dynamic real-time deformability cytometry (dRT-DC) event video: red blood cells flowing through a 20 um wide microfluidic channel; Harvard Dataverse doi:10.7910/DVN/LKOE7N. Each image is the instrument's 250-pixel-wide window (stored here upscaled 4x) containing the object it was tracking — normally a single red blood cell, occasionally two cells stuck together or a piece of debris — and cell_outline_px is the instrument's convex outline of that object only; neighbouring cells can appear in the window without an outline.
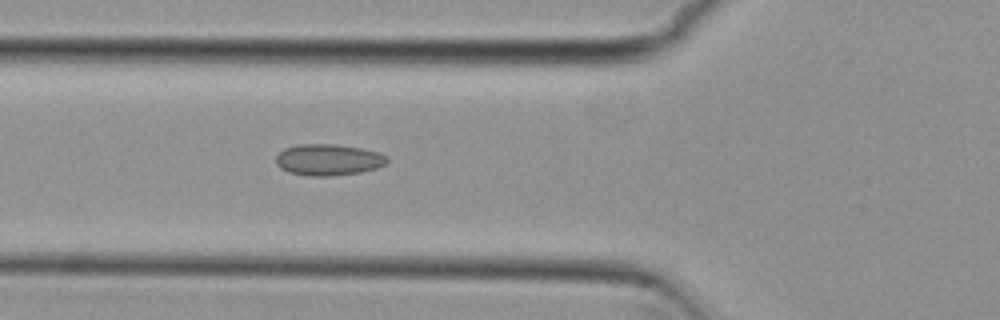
{"species": "common noctule bat (a hibernating species)", "species_latin": "Nyctalus noctula", "temperature_condition": "cold", "stored_images_in_passage": 37, "camera_frame_rate_fps": 3000, "um_per_image_px": 0.085, "animal": {"sex": "female", "body_mass_g": 29.2, "forearm_length_mm": 56.3}, "frame": {"image": 1, "passage_image": 15, "time_ms": 4.667, "image_size_px": [1000, 320], "cell_outline_px": [[388, 164], [376, 168], [360, 172], [332, 176], [312, 176], [288, 172], [280, 168], [276, 164], [276, 156], [284, 148], [296, 144], [336, 144], [360, 148], [376, 152], [388, 156]], "centroid_in_image_um": [27.9, 13.58], "position_along_channel_um": 97.9, "area_um2": 20.4}}
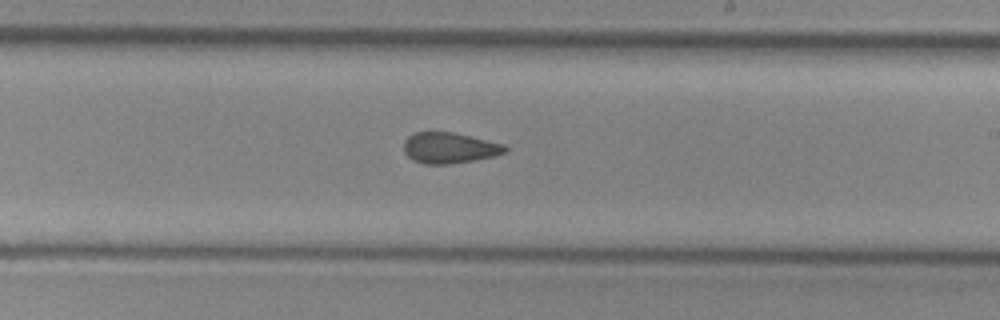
{"frame": {"image": 2, "passage_image": 27, "time_ms": 8.667, "image_size_px": [1000, 320], "cell_outline_px": [[508, 152], [476, 160], [452, 164], [424, 164], [412, 160], [404, 152], [404, 140], [408, 136], [416, 132], [452, 132], [504, 144], [508, 148]], "centroid_in_image_um": [38.19, 12.58], "position_along_channel_um": 250.8, "area_um2": 18.26}}
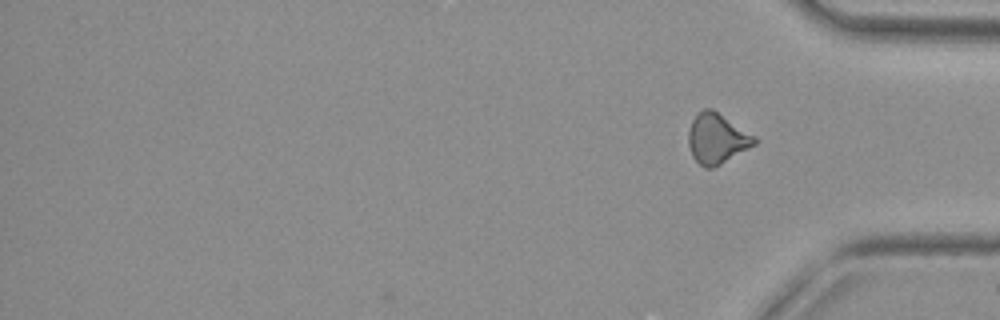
{"frame": {"image": 3, "passage_image": 37, "time_ms": 12.0, "image_size_px": [1000, 320], "cell_outline_px": [[760, 140], [756, 144], [720, 164], [712, 168], [704, 168], [692, 156], [688, 144], [688, 132], [692, 120], [704, 108], [712, 108], [756, 136]], "centroid_in_image_um": [60.95, 11.77], "position_along_channel_um": 374.2, "area_um2": 19.31}, "authors_computed_cell_mechanics": {"area_um2": 19.1318, "velocity_mm_per_s": 3.8115, "shape_relaxation_time_tau1_ms": null, "shape_relaxation_time_tau2_ms": 2.8742, "deformation_change_tau1": null, "deformation_change_tau2": 0.0684}}